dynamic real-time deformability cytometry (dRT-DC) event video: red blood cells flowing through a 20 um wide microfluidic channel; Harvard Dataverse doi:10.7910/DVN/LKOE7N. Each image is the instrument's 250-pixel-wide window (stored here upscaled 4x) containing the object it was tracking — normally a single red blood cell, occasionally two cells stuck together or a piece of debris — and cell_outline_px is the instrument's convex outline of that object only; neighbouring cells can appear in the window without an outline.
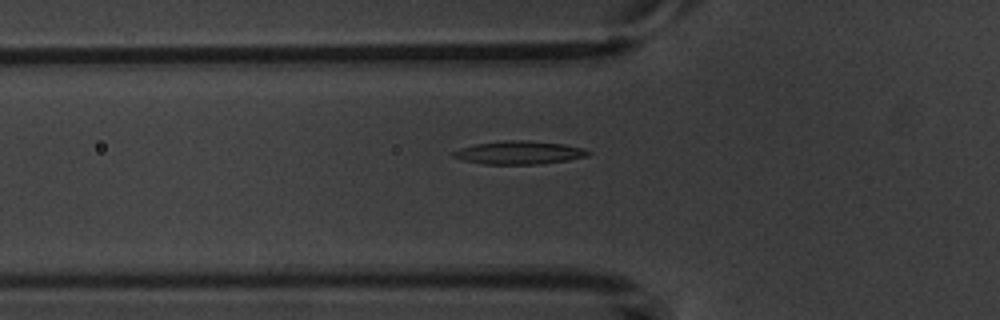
{"species": "common noctule bat (a hibernating species)", "species_latin": "Nyctalus noctula", "temperature_condition": "warm", "stored_images_in_passage": 7, "camera_frame_rate_fps": 3000, "um_per_image_px": 0.085, "animal": {"sex": "male", "body_mass_g": 20.1, "forearm_length_mm": 53.5}, "frame": {"image": 1, "passage_image": 7, "time_ms": 8.0, "image_size_px": [1000, 320], "cell_outline_px": [[592, 152], [588, 156], [568, 160], [540, 164], [484, 164], [464, 160], [452, 156], [452, 152], [460, 148], [476, 144], [500, 140], [528, 140], [564, 144], [584, 148]], "centroid_in_image_um": [44.16, 12.96], "position_along_channel_um": 81.6, "area_um2": 18.32}}